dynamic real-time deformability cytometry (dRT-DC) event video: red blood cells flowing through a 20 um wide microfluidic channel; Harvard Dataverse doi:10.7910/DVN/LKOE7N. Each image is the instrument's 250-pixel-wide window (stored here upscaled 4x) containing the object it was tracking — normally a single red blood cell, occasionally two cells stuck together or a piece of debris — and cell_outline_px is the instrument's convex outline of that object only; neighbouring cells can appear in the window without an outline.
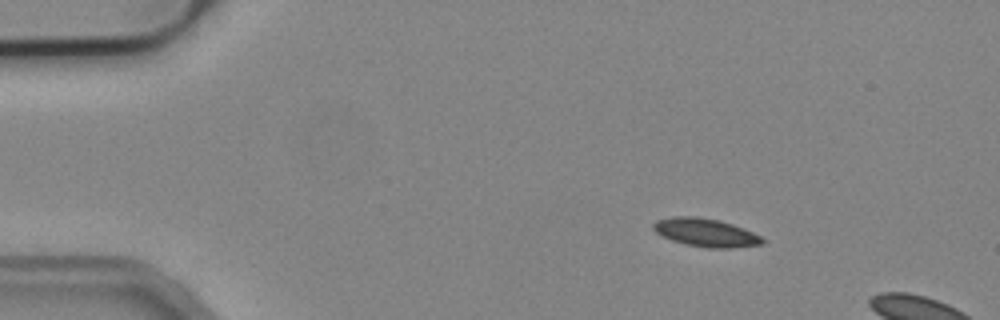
{"species": "common noctule bat (a hibernating species)", "species_latin": "Nyctalus noctula", "temperature_condition": "cold", "stored_images_in_passage": 6, "camera_frame_rate_fps": 3000, "um_per_image_px": 0.085, "animal": {"sex": "male", "body_mass_g": 19.2, "forearm_length_mm": 51.8}, "frame": {"image": 1, "passage_image": 1, "time_ms": 0.0, "image_size_px": [1000, 320], "cell_outline_px": [[764, 244], [732, 248], [704, 248], [672, 240], [656, 232], [652, 228], [652, 224], [656, 220], [672, 216], [696, 216], [720, 220], [744, 228], [760, 236], [764, 240]], "centroid_in_image_um": [59.98, 19.76], "position_along_channel_um": 25.0, "area_um2": 17.98}}